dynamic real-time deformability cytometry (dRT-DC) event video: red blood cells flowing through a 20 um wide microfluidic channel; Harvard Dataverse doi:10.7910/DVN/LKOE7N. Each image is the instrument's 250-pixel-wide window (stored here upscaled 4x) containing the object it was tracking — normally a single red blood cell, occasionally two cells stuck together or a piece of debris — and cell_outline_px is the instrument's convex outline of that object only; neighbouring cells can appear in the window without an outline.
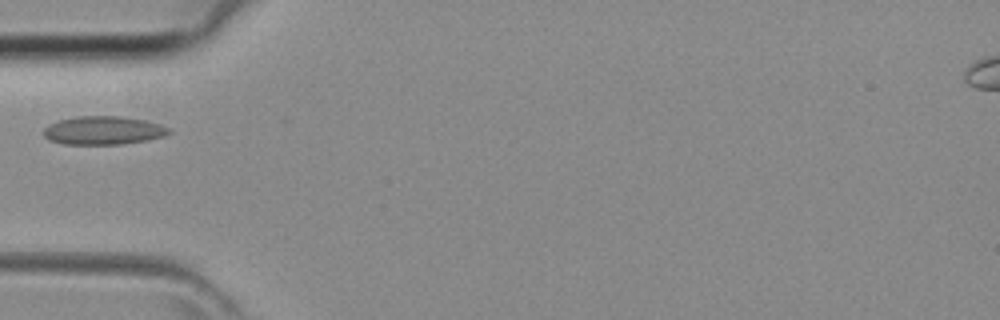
{"species": "common noctule bat (a hibernating species)", "species_latin": "Nyctalus noctula", "temperature_condition": "room temperature", "stored_images_in_passage": 15, "camera_frame_rate_fps": 3000, "um_per_image_px": 0.085, "animal": {"sex": "female", "body_mass_g": 29.2, "forearm_length_mm": 56.3}, "frame": {"image": 1, "passage_image": 1, "time_ms": 0.0, "image_size_px": [1000, 320], "cell_outline_px": [[172, 132], [164, 136], [148, 140], [120, 144], [64, 144], [48, 140], [44, 136], [44, 128], [48, 124], [60, 120], [76, 116], [120, 116], [144, 120], [160, 124], [172, 128]], "centroid_in_image_um": [8.8, 11.08], "position_along_channel_um": 76.2, "area_um2": 20.87}}
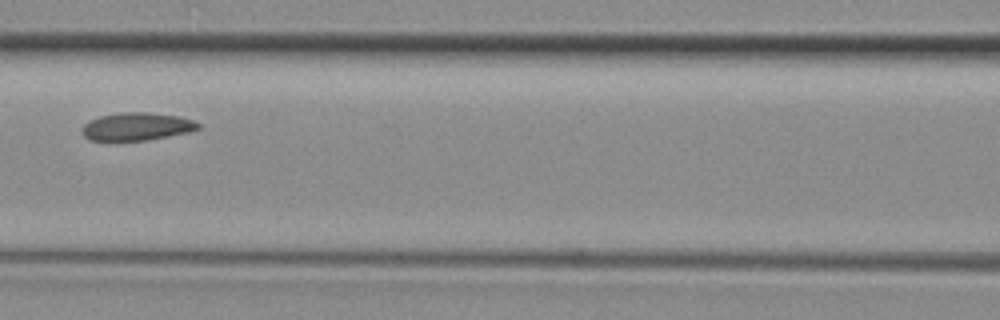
{"frame": {"image": 2, "passage_image": 6, "time_ms": 1.667, "image_size_px": [1000, 320], "cell_outline_px": [[200, 128], [188, 132], [144, 140], [88, 140], [80, 132], [80, 128], [84, 124], [100, 116], [120, 112], [148, 112], [180, 116], [192, 120], [200, 124]], "centroid_in_image_um": [11.59, 10.74], "position_along_channel_um": 155.0, "area_um2": 18.73}}
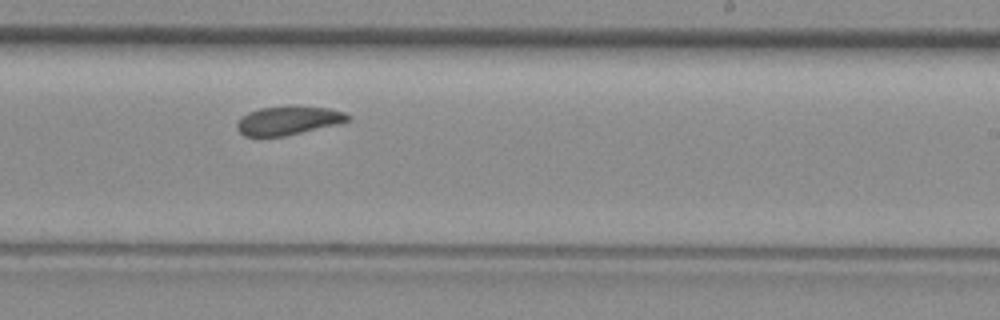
{"frame": {"image": 3, "passage_image": 13, "time_ms": 4.0, "image_size_px": [1000, 320], "cell_outline_px": [[352, 120], [340, 124], [284, 136], [244, 136], [236, 128], [236, 124], [248, 112], [260, 108], [288, 104], [296, 104], [328, 108], [344, 112], [352, 116]], "centroid_in_image_um": [24.57, 10.21], "position_along_channel_um": 264.4, "area_um2": 19.07}}